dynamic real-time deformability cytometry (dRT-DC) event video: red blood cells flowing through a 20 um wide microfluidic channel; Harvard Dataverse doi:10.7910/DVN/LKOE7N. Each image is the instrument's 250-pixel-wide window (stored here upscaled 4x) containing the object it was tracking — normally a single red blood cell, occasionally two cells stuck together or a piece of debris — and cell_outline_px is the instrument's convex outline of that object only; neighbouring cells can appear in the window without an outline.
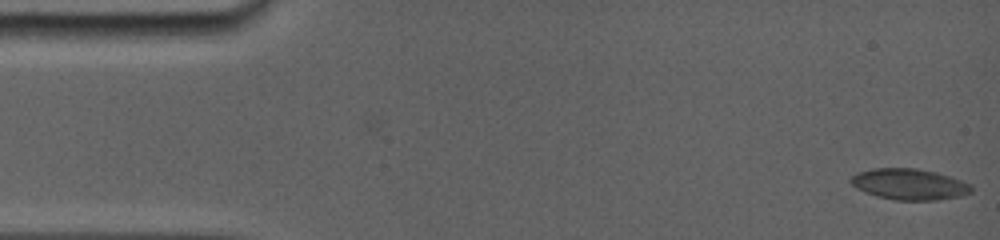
{"species": "common noctule bat (a hibernating species)", "species_latin": "Nyctalus noctula", "temperature_condition": "room temperature", "stored_images_in_passage": 34, "camera_frame_rate_fps": 5000, "um_per_image_px": 0.085, "animal": {"sex": "female", "body_mass_g": 19.0, "forearm_length_mm": 56.7}, "frame": {"image": 1, "passage_image": 1, "time_ms": 0.0, "image_size_px": [1000, 240], "cell_outline_px": [[972, 192], [960, 196], [940, 200], [892, 200], [876, 196], [852, 184], [852, 176], [860, 172], [880, 168], [912, 168], [932, 172], [948, 176], [960, 180], [968, 184], [972, 188]], "centroid_in_image_um": [77.33, 15.68], "position_along_channel_um": 7.7, "area_um2": 21.15}}
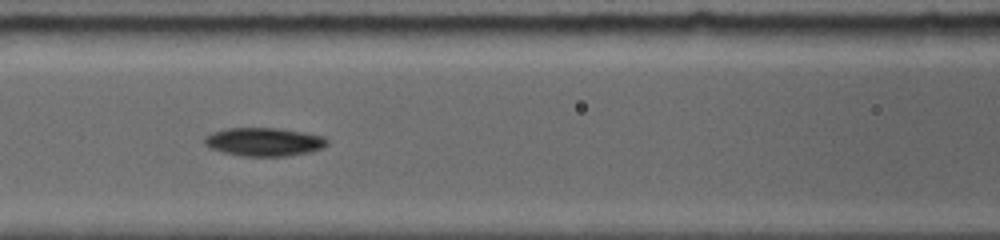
{"frame": {"image": 2, "passage_image": 20, "time_ms": 6.8, "image_size_px": [1000, 240], "cell_outline_px": [[324, 144], [320, 148], [308, 152], [284, 156], [248, 156], [224, 152], [212, 148], [204, 140], [208, 136], [216, 132], [232, 128], [272, 128], [300, 132], [320, 136], [324, 140]], "centroid_in_image_um": [22.42, 12.06], "position_along_channel_um": 144.2, "area_um2": 19.13}}
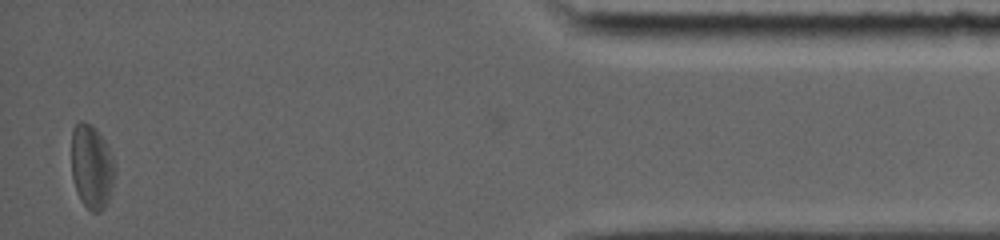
{"frame": {"image": 3, "passage_image": 34, "time_ms": 15.8, "image_size_px": [1000, 240], "cell_outline_px": [[116, 172], [108, 204], [100, 212], [92, 212], [80, 200], [72, 176], [72, 128], [80, 120], [84, 120], [92, 124], [104, 140], [116, 164]], "centroid_in_image_um": [7.81, 14.17], "position_along_channel_um": 427.4, "area_um2": 21.56}, "authors_computed_cell_mechanics": {"area_um2": 19.8543, "velocity_mm_per_s": 3.7871, "shape_relaxation_time_tau1_ms": 2.1392, "shape_relaxation_time_tau2_ms": 3.7128, "deformation_change_tau1": 0.079, "deformation_change_tau2": 0.1263}}